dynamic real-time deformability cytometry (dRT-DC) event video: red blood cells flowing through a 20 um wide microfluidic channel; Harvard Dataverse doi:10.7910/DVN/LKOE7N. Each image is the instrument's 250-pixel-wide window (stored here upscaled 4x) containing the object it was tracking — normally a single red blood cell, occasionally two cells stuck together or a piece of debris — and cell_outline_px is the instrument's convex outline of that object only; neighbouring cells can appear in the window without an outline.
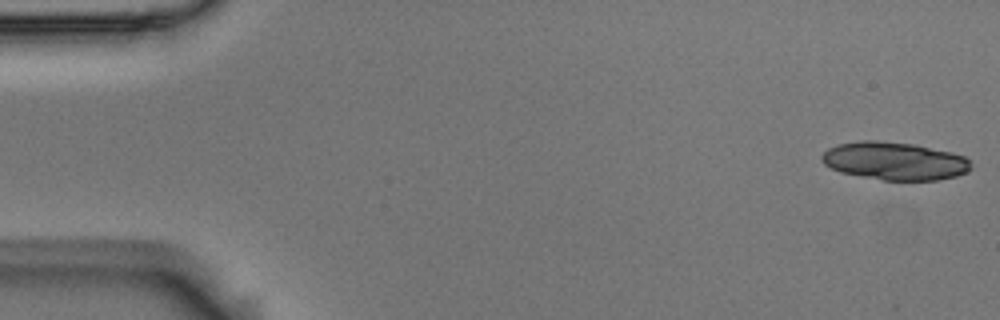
{"species": "Egyptian fruit bat (a non-hibernating species)", "species_latin": "Rousettus aegyptiacus", "temperature_condition": "room temperature", "stored_images_in_passage": 27, "segment_of_instrument_passage": [1, 2], "camera_frame_rate_fps": 3000, "um_per_image_px": 0.085, "animal": {"sex": "male"}, "frame": {"image": 1, "passage_image": 1, "time_ms": 0.0, "image_size_px": [1000, 320], "cell_outline_px": [[972, 168], [968, 172], [956, 176], [936, 180], [884, 180], [840, 172], [824, 164], [820, 160], [820, 156], [828, 148], [836, 144], [860, 140], [876, 140], [916, 144], [952, 152], [964, 156], [968, 160]], "centroid_in_image_um": [76.03, 13.67], "position_along_channel_um": 9.0, "area_um2": 33.18}}